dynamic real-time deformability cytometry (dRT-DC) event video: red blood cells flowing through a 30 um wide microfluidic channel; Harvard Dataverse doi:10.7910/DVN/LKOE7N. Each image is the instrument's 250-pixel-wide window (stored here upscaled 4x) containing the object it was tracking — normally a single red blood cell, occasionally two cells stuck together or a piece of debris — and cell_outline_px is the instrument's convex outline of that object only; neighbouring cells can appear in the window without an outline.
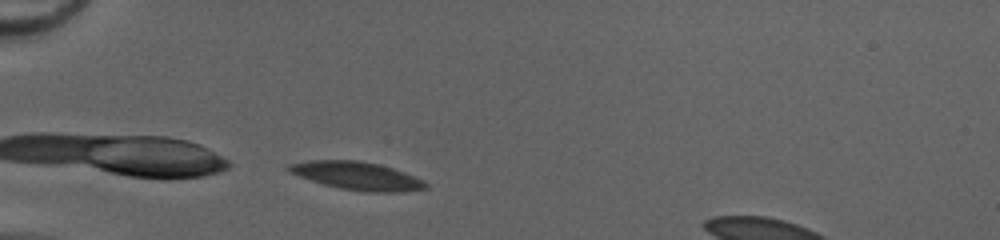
{"species": "common noctule bat (a hibernating species)", "species_latin": "Nyctalus noctula", "temperature_condition": "cold", "stored_images_in_passage": 31, "camera_frame_rate_fps": 3000, "um_per_image_px": 0.085, "animal": {"sex": "female", "body_mass_g": 20.0, "forearm_length_mm": 54.0}, "frame": {"image": 1, "passage_image": 2, "time_ms": 0.333, "image_size_px": [1000, 240], "cell_outline_px": [[428, 188], [404, 192], [368, 192], [340, 188], [324, 184], [288, 172], [284, 168], [288, 164], [308, 160], [356, 160], [376, 164], [392, 168], [404, 172], [424, 180], [428, 184]], "centroid_in_image_um": [30.35, 14.95], "position_along_channel_um": 54.7, "area_um2": 22.31}}
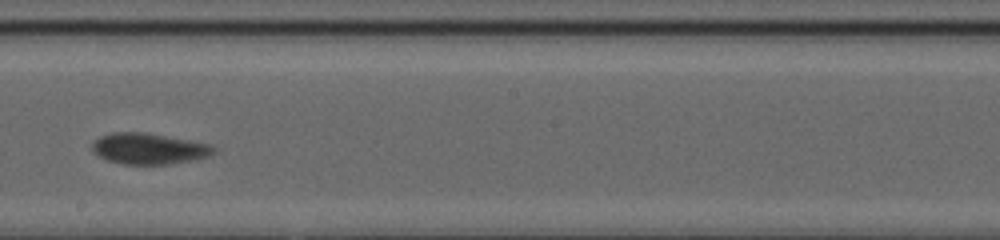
{"frame": {"image": 2, "passage_image": 17, "time_ms": 5.333, "image_size_px": [1000, 240], "cell_outline_px": [[216, 152], [208, 156], [196, 160], [168, 164], [124, 164], [108, 160], [92, 152], [92, 144], [100, 136], [112, 132], [144, 132], [212, 144], [216, 148]], "centroid_in_image_um": [12.69, 12.63], "position_along_channel_um": 235.5, "area_um2": 22.02}}
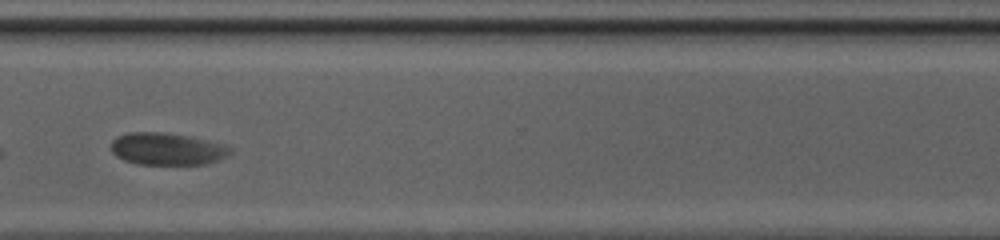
{"frame": {"image": 3, "passage_image": 26, "time_ms": 8.333, "image_size_px": [1000, 240], "cell_outline_px": [[232, 152], [228, 156], [208, 164], [136, 164], [124, 160], [116, 156], [112, 152], [112, 140], [116, 136], [128, 132], [160, 132], [188, 136], [224, 144], [232, 148]], "centroid_in_image_um": [14.21, 12.66], "position_along_channel_um": 356.4, "area_um2": 22.43}, "authors_computed_cell_mechanics": {"area_um2": 22.3108, "velocity_mm_per_s": 4.0502, "shape_relaxation_time_tau1_ms": 4.2469, "shape_relaxation_time_tau2_ms": null, "deformation_change_tau1": 0.1059, "deformation_change_tau2": null}}